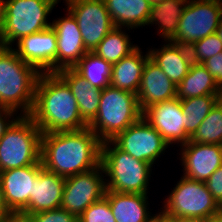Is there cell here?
I'll use <instances>...</instances> for the list:
<instances>
[{
  "mask_svg": "<svg viewBox=\"0 0 222 222\" xmlns=\"http://www.w3.org/2000/svg\"><path fill=\"white\" fill-rule=\"evenodd\" d=\"M73 69L92 87L102 90L110 86L112 64L94 52H87Z\"/></svg>",
  "mask_w": 222,
  "mask_h": 222,
  "instance_id": "cell-28",
  "label": "cell"
},
{
  "mask_svg": "<svg viewBox=\"0 0 222 222\" xmlns=\"http://www.w3.org/2000/svg\"><path fill=\"white\" fill-rule=\"evenodd\" d=\"M132 30L130 28L115 27L97 45L93 52L111 64L119 62L141 46L132 41L134 37L132 38L131 35L135 31Z\"/></svg>",
  "mask_w": 222,
  "mask_h": 222,
  "instance_id": "cell-27",
  "label": "cell"
},
{
  "mask_svg": "<svg viewBox=\"0 0 222 222\" xmlns=\"http://www.w3.org/2000/svg\"><path fill=\"white\" fill-rule=\"evenodd\" d=\"M100 164L105 174L106 191L151 194L154 167L122 151L112 141L102 142Z\"/></svg>",
  "mask_w": 222,
  "mask_h": 222,
  "instance_id": "cell-4",
  "label": "cell"
},
{
  "mask_svg": "<svg viewBox=\"0 0 222 222\" xmlns=\"http://www.w3.org/2000/svg\"><path fill=\"white\" fill-rule=\"evenodd\" d=\"M42 132L29 115H20L0 139V171L41 161Z\"/></svg>",
  "mask_w": 222,
  "mask_h": 222,
  "instance_id": "cell-7",
  "label": "cell"
},
{
  "mask_svg": "<svg viewBox=\"0 0 222 222\" xmlns=\"http://www.w3.org/2000/svg\"><path fill=\"white\" fill-rule=\"evenodd\" d=\"M12 212L7 208L0 184V222L6 219Z\"/></svg>",
  "mask_w": 222,
  "mask_h": 222,
  "instance_id": "cell-38",
  "label": "cell"
},
{
  "mask_svg": "<svg viewBox=\"0 0 222 222\" xmlns=\"http://www.w3.org/2000/svg\"><path fill=\"white\" fill-rule=\"evenodd\" d=\"M27 216H29L33 222H78L77 216L62 208L41 211Z\"/></svg>",
  "mask_w": 222,
  "mask_h": 222,
  "instance_id": "cell-33",
  "label": "cell"
},
{
  "mask_svg": "<svg viewBox=\"0 0 222 222\" xmlns=\"http://www.w3.org/2000/svg\"><path fill=\"white\" fill-rule=\"evenodd\" d=\"M216 34L218 35V37L222 41V19H221V21L219 23V27L216 30Z\"/></svg>",
  "mask_w": 222,
  "mask_h": 222,
  "instance_id": "cell-43",
  "label": "cell"
},
{
  "mask_svg": "<svg viewBox=\"0 0 222 222\" xmlns=\"http://www.w3.org/2000/svg\"><path fill=\"white\" fill-rule=\"evenodd\" d=\"M41 72L22 61L12 47L0 45V106L30 115Z\"/></svg>",
  "mask_w": 222,
  "mask_h": 222,
  "instance_id": "cell-3",
  "label": "cell"
},
{
  "mask_svg": "<svg viewBox=\"0 0 222 222\" xmlns=\"http://www.w3.org/2000/svg\"><path fill=\"white\" fill-rule=\"evenodd\" d=\"M190 141L222 145V98L199 125Z\"/></svg>",
  "mask_w": 222,
  "mask_h": 222,
  "instance_id": "cell-30",
  "label": "cell"
},
{
  "mask_svg": "<svg viewBox=\"0 0 222 222\" xmlns=\"http://www.w3.org/2000/svg\"><path fill=\"white\" fill-rule=\"evenodd\" d=\"M78 222H116L109 201L103 197L92 203L79 217Z\"/></svg>",
  "mask_w": 222,
  "mask_h": 222,
  "instance_id": "cell-32",
  "label": "cell"
},
{
  "mask_svg": "<svg viewBox=\"0 0 222 222\" xmlns=\"http://www.w3.org/2000/svg\"><path fill=\"white\" fill-rule=\"evenodd\" d=\"M188 0H165L151 5L146 28L155 29L157 41H169L177 32L178 24Z\"/></svg>",
  "mask_w": 222,
  "mask_h": 222,
  "instance_id": "cell-25",
  "label": "cell"
},
{
  "mask_svg": "<svg viewBox=\"0 0 222 222\" xmlns=\"http://www.w3.org/2000/svg\"><path fill=\"white\" fill-rule=\"evenodd\" d=\"M65 181L66 178L43 168L33 182L32 197L21 214L31 215L60 208Z\"/></svg>",
  "mask_w": 222,
  "mask_h": 222,
  "instance_id": "cell-20",
  "label": "cell"
},
{
  "mask_svg": "<svg viewBox=\"0 0 222 222\" xmlns=\"http://www.w3.org/2000/svg\"><path fill=\"white\" fill-rule=\"evenodd\" d=\"M115 27L145 30L151 5L146 0H103Z\"/></svg>",
  "mask_w": 222,
  "mask_h": 222,
  "instance_id": "cell-24",
  "label": "cell"
},
{
  "mask_svg": "<svg viewBox=\"0 0 222 222\" xmlns=\"http://www.w3.org/2000/svg\"><path fill=\"white\" fill-rule=\"evenodd\" d=\"M103 166L66 178L60 208L79 217L92 203L105 196Z\"/></svg>",
  "mask_w": 222,
  "mask_h": 222,
  "instance_id": "cell-12",
  "label": "cell"
},
{
  "mask_svg": "<svg viewBox=\"0 0 222 222\" xmlns=\"http://www.w3.org/2000/svg\"><path fill=\"white\" fill-rule=\"evenodd\" d=\"M42 133L80 130L88 127L68 85L56 73H41L29 115Z\"/></svg>",
  "mask_w": 222,
  "mask_h": 222,
  "instance_id": "cell-2",
  "label": "cell"
},
{
  "mask_svg": "<svg viewBox=\"0 0 222 222\" xmlns=\"http://www.w3.org/2000/svg\"><path fill=\"white\" fill-rule=\"evenodd\" d=\"M56 74L70 88L77 101L81 118L89 124L98 112L102 90L92 87L91 84L73 68L59 70Z\"/></svg>",
  "mask_w": 222,
  "mask_h": 222,
  "instance_id": "cell-22",
  "label": "cell"
},
{
  "mask_svg": "<svg viewBox=\"0 0 222 222\" xmlns=\"http://www.w3.org/2000/svg\"><path fill=\"white\" fill-rule=\"evenodd\" d=\"M19 116L17 112L7 108H2L0 110V139Z\"/></svg>",
  "mask_w": 222,
  "mask_h": 222,
  "instance_id": "cell-36",
  "label": "cell"
},
{
  "mask_svg": "<svg viewBox=\"0 0 222 222\" xmlns=\"http://www.w3.org/2000/svg\"><path fill=\"white\" fill-rule=\"evenodd\" d=\"M12 48L22 61L41 73L57 72V38L52 27L22 37Z\"/></svg>",
  "mask_w": 222,
  "mask_h": 222,
  "instance_id": "cell-15",
  "label": "cell"
},
{
  "mask_svg": "<svg viewBox=\"0 0 222 222\" xmlns=\"http://www.w3.org/2000/svg\"><path fill=\"white\" fill-rule=\"evenodd\" d=\"M142 116L161 134L171 149H178L190 140L185 130V114L180 99L152 104L142 112Z\"/></svg>",
  "mask_w": 222,
  "mask_h": 222,
  "instance_id": "cell-13",
  "label": "cell"
},
{
  "mask_svg": "<svg viewBox=\"0 0 222 222\" xmlns=\"http://www.w3.org/2000/svg\"><path fill=\"white\" fill-rule=\"evenodd\" d=\"M150 5L157 4L159 2L165 1V0H146Z\"/></svg>",
  "mask_w": 222,
  "mask_h": 222,
  "instance_id": "cell-44",
  "label": "cell"
},
{
  "mask_svg": "<svg viewBox=\"0 0 222 222\" xmlns=\"http://www.w3.org/2000/svg\"><path fill=\"white\" fill-rule=\"evenodd\" d=\"M176 149L181 165L180 175L191 180L206 182L222 166V145L188 141ZM179 152V153H178Z\"/></svg>",
  "mask_w": 222,
  "mask_h": 222,
  "instance_id": "cell-14",
  "label": "cell"
},
{
  "mask_svg": "<svg viewBox=\"0 0 222 222\" xmlns=\"http://www.w3.org/2000/svg\"><path fill=\"white\" fill-rule=\"evenodd\" d=\"M222 95H204L181 100L185 130L191 137Z\"/></svg>",
  "mask_w": 222,
  "mask_h": 222,
  "instance_id": "cell-29",
  "label": "cell"
},
{
  "mask_svg": "<svg viewBox=\"0 0 222 222\" xmlns=\"http://www.w3.org/2000/svg\"><path fill=\"white\" fill-rule=\"evenodd\" d=\"M101 144L89 127L42 133L43 168L64 178L90 171L100 165Z\"/></svg>",
  "mask_w": 222,
  "mask_h": 222,
  "instance_id": "cell-1",
  "label": "cell"
},
{
  "mask_svg": "<svg viewBox=\"0 0 222 222\" xmlns=\"http://www.w3.org/2000/svg\"><path fill=\"white\" fill-rule=\"evenodd\" d=\"M140 46L130 55L112 64L110 85L120 90L137 95L140 86L142 71L149 58L148 50ZM144 51V52H143Z\"/></svg>",
  "mask_w": 222,
  "mask_h": 222,
  "instance_id": "cell-23",
  "label": "cell"
},
{
  "mask_svg": "<svg viewBox=\"0 0 222 222\" xmlns=\"http://www.w3.org/2000/svg\"><path fill=\"white\" fill-rule=\"evenodd\" d=\"M64 15L51 21V27L57 38V72L65 68H73L88 52L84 46L76 18L63 8Z\"/></svg>",
  "mask_w": 222,
  "mask_h": 222,
  "instance_id": "cell-16",
  "label": "cell"
},
{
  "mask_svg": "<svg viewBox=\"0 0 222 222\" xmlns=\"http://www.w3.org/2000/svg\"><path fill=\"white\" fill-rule=\"evenodd\" d=\"M202 64L222 88V52L208 58Z\"/></svg>",
  "mask_w": 222,
  "mask_h": 222,
  "instance_id": "cell-35",
  "label": "cell"
},
{
  "mask_svg": "<svg viewBox=\"0 0 222 222\" xmlns=\"http://www.w3.org/2000/svg\"><path fill=\"white\" fill-rule=\"evenodd\" d=\"M3 0H0V34L2 31V27H3Z\"/></svg>",
  "mask_w": 222,
  "mask_h": 222,
  "instance_id": "cell-41",
  "label": "cell"
},
{
  "mask_svg": "<svg viewBox=\"0 0 222 222\" xmlns=\"http://www.w3.org/2000/svg\"><path fill=\"white\" fill-rule=\"evenodd\" d=\"M158 47L149 45V58L156 63L168 78L178 85L187 75L193 60L188 47L173 43L171 41H161Z\"/></svg>",
  "mask_w": 222,
  "mask_h": 222,
  "instance_id": "cell-19",
  "label": "cell"
},
{
  "mask_svg": "<svg viewBox=\"0 0 222 222\" xmlns=\"http://www.w3.org/2000/svg\"><path fill=\"white\" fill-rule=\"evenodd\" d=\"M78 22L84 46L93 52L115 28L103 0H62Z\"/></svg>",
  "mask_w": 222,
  "mask_h": 222,
  "instance_id": "cell-11",
  "label": "cell"
},
{
  "mask_svg": "<svg viewBox=\"0 0 222 222\" xmlns=\"http://www.w3.org/2000/svg\"><path fill=\"white\" fill-rule=\"evenodd\" d=\"M222 19V0H188L176 34L169 40L189 47L216 33Z\"/></svg>",
  "mask_w": 222,
  "mask_h": 222,
  "instance_id": "cell-9",
  "label": "cell"
},
{
  "mask_svg": "<svg viewBox=\"0 0 222 222\" xmlns=\"http://www.w3.org/2000/svg\"><path fill=\"white\" fill-rule=\"evenodd\" d=\"M2 222H33V220L29 216L21 213H11Z\"/></svg>",
  "mask_w": 222,
  "mask_h": 222,
  "instance_id": "cell-39",
  "label": "cell"
},
{
  "mask_svg": "<svg viewBox=\"0 0 222 222\" xmlns=\"http://www.w3.org/2000/svg\"><path fill=\"white\" fill-rule=\"evenodd\" d=\"M157 210V212H156ZM152 215L150 222H177V218L164 212L158 207Z\"/></svg>",
  "mask_w": 222,
  "mask_h": 222,
  "instance_id": "cell-37",
  "label": "cell"
},
{
  "mask_svg": "<svg viewBox=\"0 0 222 222\" xmlns=\"http://www.w3.org/2000/svg\"><path fill=\"white\" fill-rule=\"evenodd\" d=\"M204 95H222V88L202 63L193 62L187 75L177 85L176 98L183 100Z\"/></svg>",
  "mask_w": 222,
  "mask_h": 222,
  "instance_id": "cell-26",
  "label": "cell"
},
{
  "mask_svg": "<svg viewBox=\"0 0 222 222\" xmlns=\"http://www.w3.org/2000/svg\"><path fill=\"white\" fill-rule=\"evenodd\" d=\"M104 197L109 201L116 222L151 221L154 209L150 206L155 204L149 199V194L106 191Z\"/></svg>",
  "mask_w": 222,
  "mask_h": 222,
  "instance_id": "cell-21",
  "label": "cell"
},
{
  "mask_svg": "<svg viewBox=\"0 0 222 222\" xmlns=\"http://www.w3.org/2000/svg\"><path fill=\"white\" fill-rule=\"evenodd\" d=\"M111 141L135 159L151 164L154 169H156L155 164L160 167L159 163L165 159L163 157H166L164 156L166 153L170 158L174 154L169 152L172 150L169 144L143 116Z\"/></svg>",
  "mask_w": 222,
  "mask_h": 222,
  "instance_id": "cell-10",
  "label": "cell"
},
{
  "mask_svg": "<svg viewBox=\"0 0 222 222\" xmlns=\"http://www.w3.org/2000/svg\"><path fill=\"white\" fill-rule=\"evenodd\" d=\"M177 222H204V220L190 219V218H180V219H177Z\"/></svg>",
  "mask_w": 222,
  "mask_h": 222,
  "instance_id": "cell-42",
  "label": "cell"
},
{
  "mask_svg": "<svg viewBox=\"0 0 222 222\" xmlns=\"http://www.w3.org/2000/svg\"><path fill=\"white\" fill-rule=\"evenodd\" d=\"M193 62L203 63L222 52V41L216 33L208 35L188 47Z\"/></svg>",
  "mask_w": 222,
  "mask_h": 222,
  "instance_id": "cell-31",
  "label": "cell"
},
{
  "mask_svg": "<svg viewBox=\"0 0 222 222\" xmlns=\"http://www.w3.org/2000/svg\"><path fill=\"white\" fill-rule=\"evenodd\" d=\"M175 85L161 68L150 58L147 59L137 93L138 104L143 112L152 104L176 98Z\"/></svg>",
  "mask_w": 222,
  "mask_h": 222,
  "instance_id": "cell-18",
  "label": "cell"
},
{
  "mask_svg": "<svg viewBox=\"0 0 222 222\" xmlns=\"http://www.w3.org/2000/svg\"><path fill=\"white\" fill-rule=\"evenodd\" d=\"M204 222H222V212H220L217 215L208 217L207 219L204 220Z\"/></svg>",
  "mask_w": 222,
  "mask_h": 222,
  "instance_id": "cell-40",
  "label": "cell"
},
{
  "mask_svg": "<svg viewBox=\"0 0 222 222\" xmlns=\"http://www.w3.org/2000/svg\"><path fill=\"white\" fill-rule=\"evenodd\" d=\"M59 3L60 0H3L0 45L12 47L22 37L51 27L49 16Z\"/></svg>",
  "mask_w": 222,
  "mask_h": 222,
  "instance_id": "cell-5",
  "label": "cell"
},
{
  "mask_svg": "<svg viewBox=\"0 0 222 222\" xmlns=\"http://www.w3.org/2000/svg\"><path fill=\"white\" fill-rule=\"evenodd\" d=\"M141 117L137 95L110 85L102 89L98 112L88 127L101 142L111 141Z\"/></svg>",
  "mask_w": 222,
  "mask_h": 222,
  "instance_id": "cell-6",
  "label": "cell"
},
{
  "mask_svg": "<svg viewBox=\"0 0 222 222\" xmlns=\"http://www.w3.org/2000/svg\"><path fill=\"white\" fill-rule=\"evenodd\" d=\"M216 202L222 207V166H220L205 182Z\"/></svg>",
  "mask_w": 222,
  "mask_h": 222,
  "instance_id": "cell-34",
  "label": "cell"
},
{
  "mask_svg": "<svg viewBox=\"0 0 222 222\" xmlns=\"http://www.w3.org/2000/svg\"><path fill=\"white\" fill-rule=\"evenodd\" d=\"M43 169L42 162L20 168L1 171L0 184L7 208L12 213H21L32 197L33 182Z\"/></svg>",
  "mask_w": 222,
  "mask_h": 222,
  "instance_id": "cell-17",
  "label": "cell"
},
{
  "mask_svg": "<svg viewBox=\"0 0 222 222\" xmlns=\"http://www.w3.org/2000/svg\"><path fill=\"white\" fill-rule=\"evenodd\" d=\"M174 180L173 188L159 203L167 214L180 218L201 219L219 214L222 207L216 202L205 182L191 180L183 175ZM176 181V182H175Z\"/></svg>",
  "mask_w": 222,
  "mask_h": 222,
  "instance_id": "cell-8",
  "label": "cell"
}]
</instances>
